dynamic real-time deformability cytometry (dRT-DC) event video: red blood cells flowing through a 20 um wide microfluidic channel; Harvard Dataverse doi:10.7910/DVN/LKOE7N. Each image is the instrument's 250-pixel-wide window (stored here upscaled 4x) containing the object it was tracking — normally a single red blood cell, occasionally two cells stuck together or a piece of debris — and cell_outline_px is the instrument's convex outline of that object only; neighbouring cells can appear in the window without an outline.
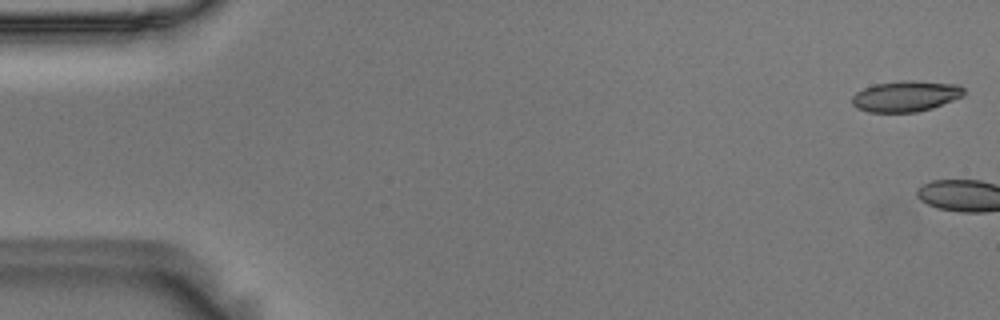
{"species": "Egyptian fruit bat (a non-hibernating species)", "species_latin": "Rousettus aegyptiacus", "temperature_condition": "room temperature", "stored_images_in_passage": 4, "camera_frame_rate_fps": 3000, "um_per_image_px": 0.085, "animal": {"sex": "male"}, "frame": {"image": 1, "passage_image": 1, "time_ms": 0.0, "image_size_px": [1000, 320], "cell_outline_px": [[964, 96], [932, 108], [916, 112], [868, 112], [856, 108], [852, 104], [852, 96], [856, 92], [864, 88], [876, 84], [900, 80], [912, 80], [956, 84], [964, 88]], "centroid_in_image_um": [76.98, 8.17], "position_along_channel_um": 8.0, "area_um2": 20.17}}